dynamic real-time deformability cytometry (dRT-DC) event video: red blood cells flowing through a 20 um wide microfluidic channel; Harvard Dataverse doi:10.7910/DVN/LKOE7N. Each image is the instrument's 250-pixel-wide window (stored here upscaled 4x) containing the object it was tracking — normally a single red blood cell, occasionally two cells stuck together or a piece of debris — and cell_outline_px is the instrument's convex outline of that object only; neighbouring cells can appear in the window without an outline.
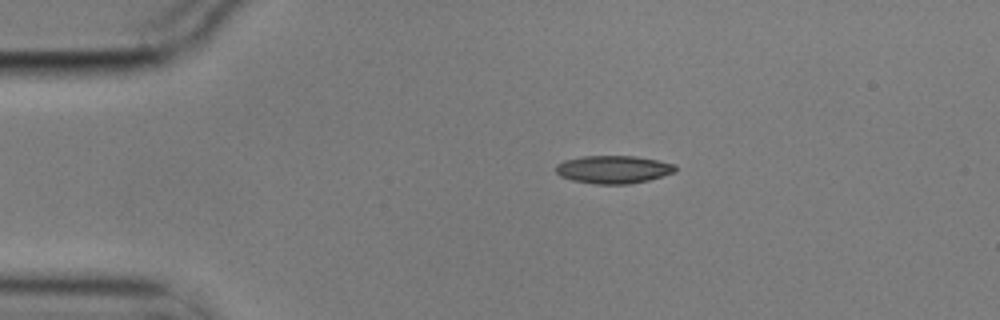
{"species": "common noctule bat (a hibernating species)", "species_latin": "Nyctalus noctula", "temperature_condition": "cold", "stored_images_in_passage": 3, "camera_frame_rate_fps": 3000, "um_per_image_px": 0.085, "animal": {"sex": "male", "body_mass_g": 17.9}, "frame": {"image": 1, "passage_image": 1, "time_ms": 0.0, "image_size_px": [1000, 320], "cell_outline_px": [[676, 172], [648, 180], [628, 184], [596, 184], [572, 180], [560, 176], [556, 172], [556, 164], [564, 160], [584, 156], [636, 156], [676, 164]], "centroid_in_image_um": [52.14, 14.4], "position_along_channel_um": 32.9, "area_um2": 19.42}}
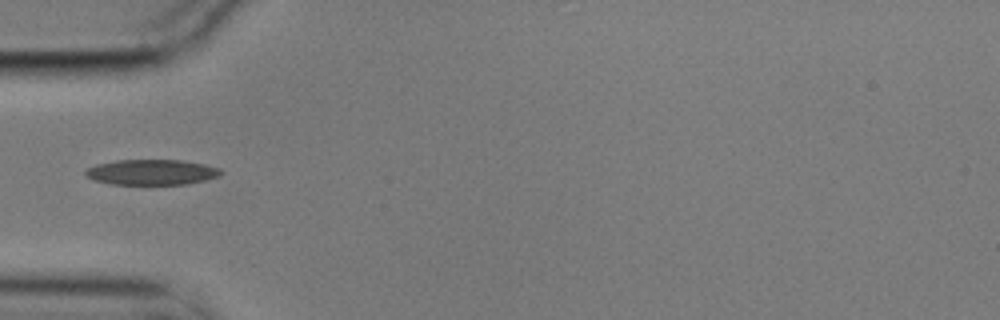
{"frame": {"image": 2, "passage_image": 3, "time_ms": 0.667, "image_size_px": [1000, 320], "cell_outline_px": [[224, 172], [220, 176], [204, 180], [184, 184], [112, 184], [92, 180], [84, 172], [88, 168], [96, 164], [116, 160], [180, 160], [204, 164], [220, 168]], "centroid_in_image_um": [12.9, 14.63], "position_along_channel_um": 72.1, "area_um2": 20.0}}